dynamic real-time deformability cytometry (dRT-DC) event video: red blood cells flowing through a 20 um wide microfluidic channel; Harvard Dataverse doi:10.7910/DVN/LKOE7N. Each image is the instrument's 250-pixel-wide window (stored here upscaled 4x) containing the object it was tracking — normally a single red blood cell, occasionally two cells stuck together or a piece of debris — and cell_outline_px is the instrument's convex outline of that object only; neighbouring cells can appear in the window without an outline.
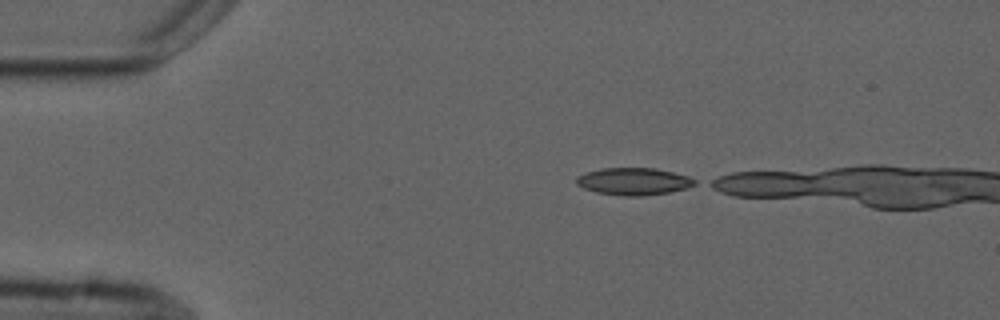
{"species": "common noctule bat (a hibernating species)", "species_latin": "Nyctalus noctula", "temperature_condition": "cold", "stored_images_in_passage": 4, "camera_frame_rate_fps": 3000, "um_per_image_px": 0.085, "animal": {"sex": "male", "forearm_length_mm": 52.5}, "frame": {"image": 1, "passage_image": 1, "time_ms": 0.0, "image_size_px": [1000, 320], "cell_outline_px": [[696, 184], [684, 188], [668, 192], [644, 196], [624, 196], [596, 192], [584, 188], [576, 184], [576, 176], [584, 172], [600, 168], [656, 168], [688, 176], [696, 180]], "centroid_in_image_um": [53.81, 15.41], "position_along_channel_um": 31.2, "area_um2": 18.79}}